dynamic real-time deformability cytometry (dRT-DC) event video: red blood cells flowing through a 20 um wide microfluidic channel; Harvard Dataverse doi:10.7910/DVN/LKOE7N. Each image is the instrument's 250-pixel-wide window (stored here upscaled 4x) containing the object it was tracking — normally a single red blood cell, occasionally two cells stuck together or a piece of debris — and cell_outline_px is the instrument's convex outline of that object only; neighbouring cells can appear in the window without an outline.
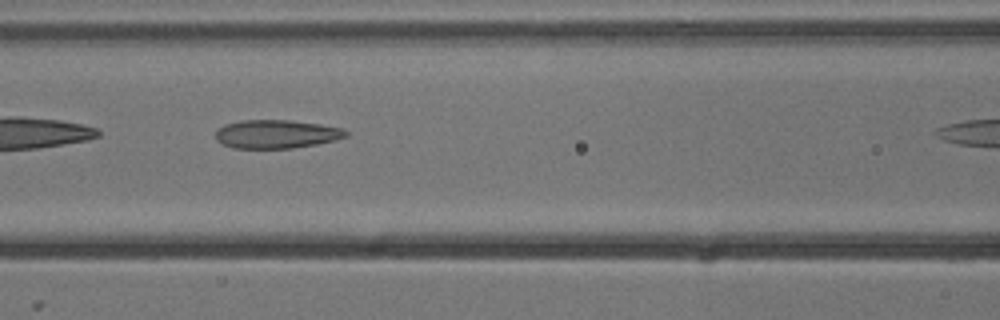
{"species": "common noctule bat (a hibernating species)", "species_latin": "Nyctalus noctula", "temperature_condition": "cold", "stored_images_in_passage": 5, "camera_frame_rate_fps": 3000, "um_per_image_px": 0.085, "animal": {"sex": "male", "body_mass_g": 13.3}, "frame": {"image": 1, "passage_image": 4, "time_ms": 1.0, "image_size_px": [1000, 320], "cell_outline_px": [[348, 136], [336, 140], [316, 144], [292, 148], [232, 148], [216, 140], [216, 128], [224, 124], [240, 120], [292, 120], [320, 124], [344, 128], [348, 132]], "centroid_in_image_um": [23.49, 11.39], "position_along_channel_um": 143.1, "area_um2": 21.85}}